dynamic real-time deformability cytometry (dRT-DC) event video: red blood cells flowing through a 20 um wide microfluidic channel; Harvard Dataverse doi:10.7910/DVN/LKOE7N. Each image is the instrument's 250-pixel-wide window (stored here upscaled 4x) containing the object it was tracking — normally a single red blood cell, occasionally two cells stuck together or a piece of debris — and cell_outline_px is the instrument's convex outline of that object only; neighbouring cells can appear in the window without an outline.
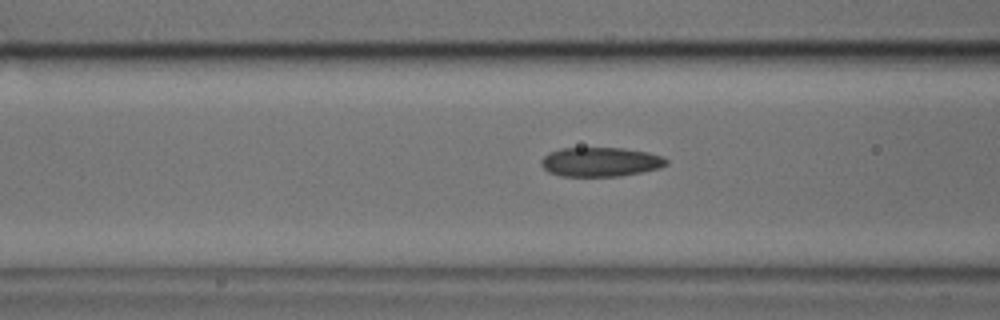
{"species": "common noctule bat (a hibernating species)", "species_latin": "Nyctalus noctula", "temperature_condition": "cold", "stored_images_in_passage": 36, "camera_frame_rate_fps": 3000, "um_per_image_px": 0.085, "animal": {"sex": "male", "body_mass_g": 17.9, "forearm_length_mm": 54.2}, "frame": {"image": 1, "passage_image": 11, "time_ms": 3.333, "image_size_px": [1000, 320], "cell_outline_px": [[668, 164], [660, 168], [620, 176], [560, 176], [548, 172], [540, 164], [540, 160], [548, 152], [560, 148], [624, 148], [648, 152], [664, 156], [668, 160]], "centroid_in_image_um": [51.04, 13.76], "position_along_channel_um": 115.6, "area_um2": 21.56}}
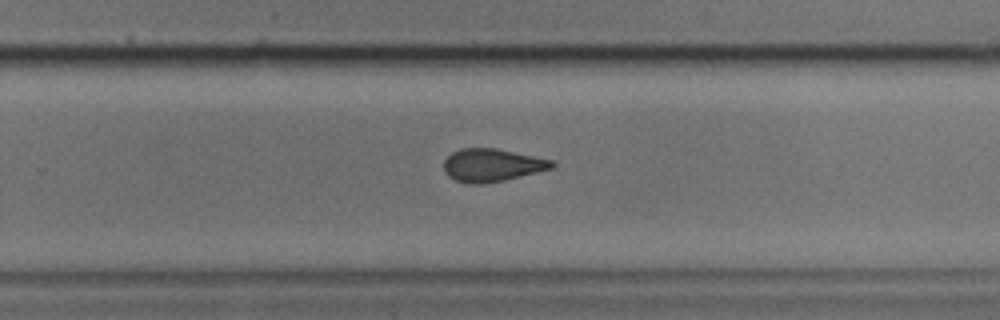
{"frame": {"image": 2, "passage_image": 24, "time_ms": 7.667, "image_size_px": [1000, 320], "cell_outline_px": [[556, 164], [552, 168], [504, 180], [484, 184], [468, 184], [456, 180], [448, 176], [444, 172], [444, 160], [452, 152], [460, 148], [496, 148], [552, 160]], "centroid_in_image_um": [41.78, 14.04], "position_along_channel_um": 288.0, "area_um2": 20.63}}
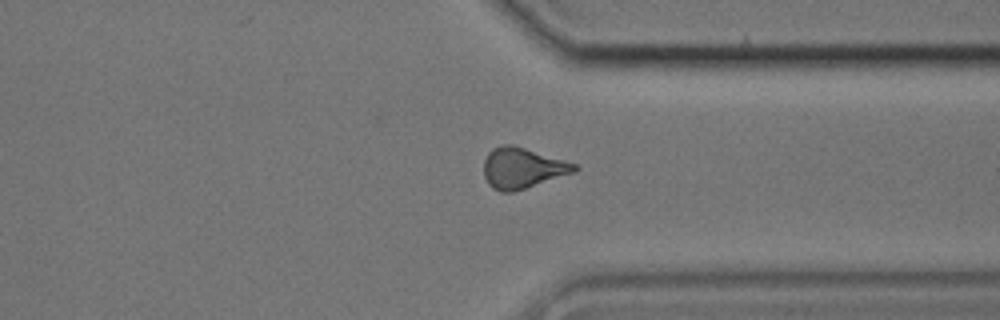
{"frame": {"image": 3, "passage_image": 30, "time_ms": 9.667, "image_size_px": [1000, 320], "cell_outline_px": [[580, 168], [572, 172], [512, 192], [500, 192], [492, 188], [488, 184], [484, 176], [484, 160], [488, 152], [492, 148], [504, 144], [512, 144], [564, 160], [576, 164]], "centroid_in_image_um": [44.34, 14.27], "position_along_channel_um": 367.1, "area_um2": 21.15}}